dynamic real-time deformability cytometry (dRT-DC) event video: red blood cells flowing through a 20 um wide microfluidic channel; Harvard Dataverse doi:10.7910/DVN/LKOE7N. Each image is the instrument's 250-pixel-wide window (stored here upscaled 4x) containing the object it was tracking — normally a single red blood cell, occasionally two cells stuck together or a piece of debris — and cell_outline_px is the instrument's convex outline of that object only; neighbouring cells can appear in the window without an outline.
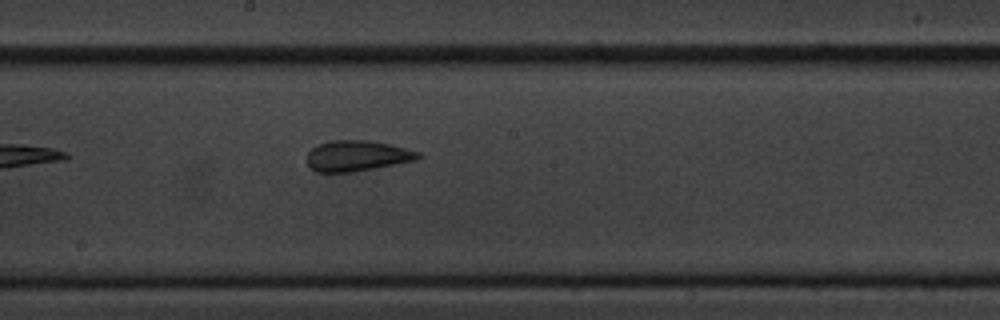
{"species": "common noctule bat (a hibernating species)", "species_latin": "Nyctalus noctula", "temperature_condition": "cold", "stored_images_in_passage": 10, "camera_frame_rate_fps": 3000, "um_per_image_px": 0.085, "animal": {"sex": "male", "body_mass_g": 20.1, "forearm_length_mm": 53.5}, "frame": {"image": 1, "passage_image": 10, "time_ms": 11.667, "image_size_px": [1000, 320], "cell_outline_px": [[424, 156], [416, 160], [352, 172], [316, 172], [308, 164], [308, 152], [312, 148], [328, 140], [372, 140], [420, 152]], "centroid_in_image_um": [30.36, 13.24], "position_along_channel_um": 217.8, "area_um2": 19.77}}